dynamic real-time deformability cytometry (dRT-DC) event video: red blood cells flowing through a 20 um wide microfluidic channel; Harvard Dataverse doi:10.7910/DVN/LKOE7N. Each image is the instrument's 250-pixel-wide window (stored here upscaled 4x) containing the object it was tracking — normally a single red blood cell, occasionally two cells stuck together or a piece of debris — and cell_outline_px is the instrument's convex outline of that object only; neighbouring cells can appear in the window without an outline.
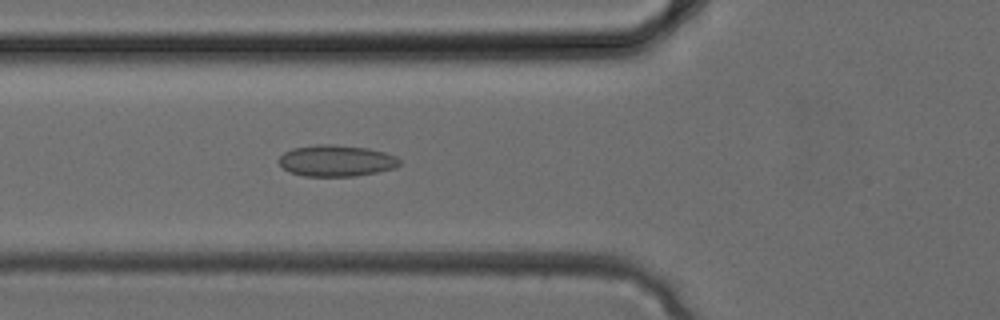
{"species": "common noctule bat (a hibernating species)", "species_latin": "Nyctalus noctula", "temperature_condition": "cold", "stored_images_in_passage": 33, "camera_frame_rate_fps": 3000, "um_per_image_px": 0.085, "animal": {"sex": "female", "body_mass_g": 24.6, "forearm_length_mm": 56.2}, "frame": {"image": 1, "passage_image": 12, "time_ms": 3.667, "image_size_px": [1000, 320], "cell_outline_px": [[400, 164], [396, 168], [356, 176], [304, 176], [288, 172], [276, 160], [284, 152], [292, 148], [316, 144], [332, 144], [368, 148], [384, 152], [396, 156], [400, 160]], "centroid_in_image_um": [28.56, 13.66], "position_along_channel_um": 97.2, "area_um2": 22.25}}
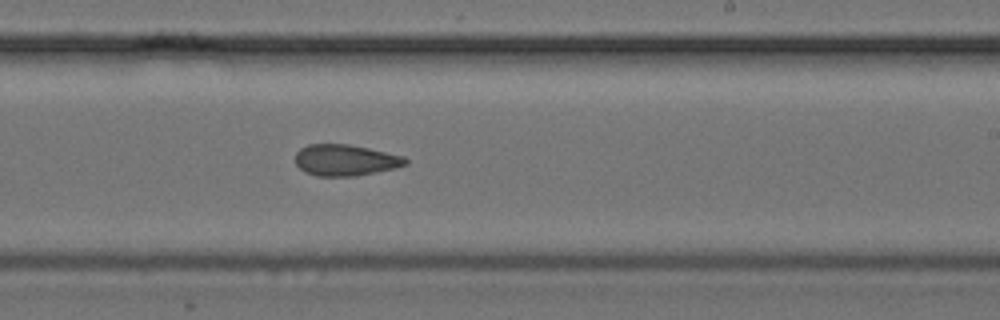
{"frame": {"image": 2, "passage_image": 20, "time_ms": 6.333, "image_size_px": [1000, 320], "cell_outline_px": [[408, 164], [396, 168], [356, 176], [316, 176], [304, 172], [296, 164], [296, 152], [300, 148], [308, 144], [348, 144], [368, 148], [404, 156], [408, 160]], "centroid_in_image_um": [29.36, 13.61], "position_along_channel_um": 259.6, "area_um2": 20.17}}
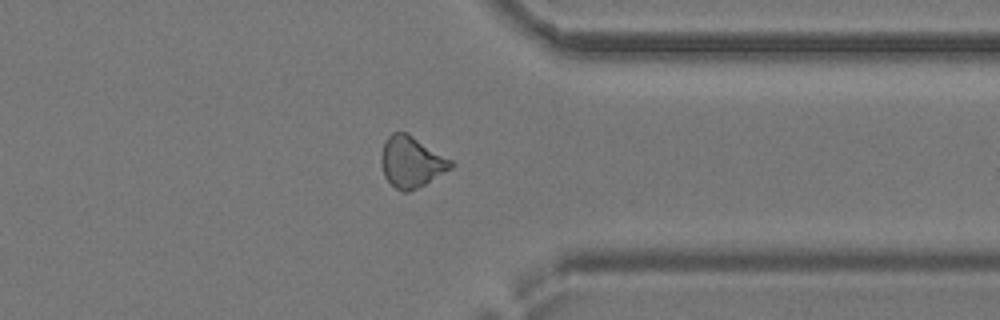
{"frame": {"image": 3, "passage_image": 26, "time_ms": 8.333, "image_size_px": [1000, 320], "cell_outline_px": [[456, 164], [452, 168], [424, 184], [408, 192], [400, 192], [384, 176], [380, 164], [380, 156], [384, 140], [392, 132], [408, 132], [452, 160]], "centroid_in_image_um": [34.95, 13.74], "position_along_channel_um": 376.5, "area_um2": 20.92}}